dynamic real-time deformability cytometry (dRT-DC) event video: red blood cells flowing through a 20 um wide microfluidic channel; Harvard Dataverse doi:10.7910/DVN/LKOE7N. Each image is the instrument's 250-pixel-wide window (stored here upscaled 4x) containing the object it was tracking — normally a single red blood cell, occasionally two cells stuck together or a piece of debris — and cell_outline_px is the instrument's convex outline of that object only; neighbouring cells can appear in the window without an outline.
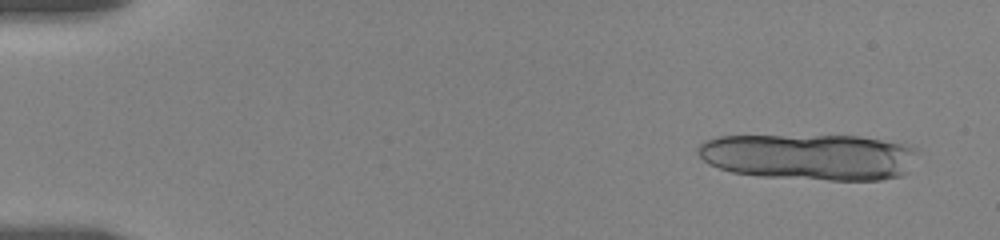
{"species": "human", "species_latin": "Homo sapiens", "temperature_condition": "room temperature", "stored_images_in_passage": 30, "camera_frame_rate_fps": 3000, "um_per_image_px": 0.085, "donor": {"sex": "female"}, "frame": {"image": 1, "passage_image": 2, "time_ms": 0.667, "image_size_px": [1000, 240], "cell_outline_px": [[920, 152], [908, 172], [904, 176], [880, 180], [828, 180], [756, 176], [732, 172], [708, 164], [696, 152], [696, 148], [704, 140], [716, 136], [860, 136], [900, 144], [916, 148]], "centroid_in_image_um": [68.8, 13.34], "position_along_channel_um": 16.2, "area_um2": 59.71}}
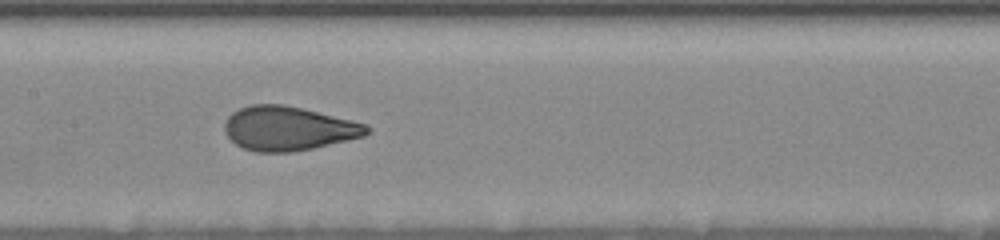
{"frame": {"image": 2, "passage_image": 15, "time_ms": 9.333, "image_size_px": [1000, 240], "cell_outline_px": [[372, 128], [364, 136], [312, 148], [292, 152], [256, 152], [244, 148], [236, 144], [224, 132], [224, 124], [228, 116], [232, 112], [240, 108], [252, 104], [284, 104], [352, 120], [364, 124]], "centroid_in_image_um": [24.48, 10.91], "position_along_channel_um": 182.9, "area_um2": 36.36}}
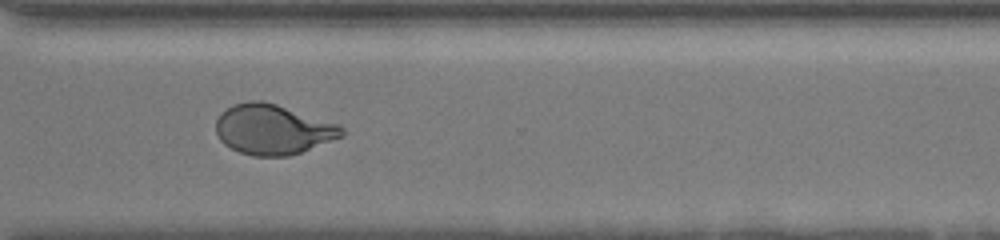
{"frame": {"image": 3, "passage_image": 24, "time_ms": 14.0, "image_size_px": [1000, 240], "cell_outline_px": [[348, 132], [344, 136], [300, 152], [288, 156], [252, 156], [240, 152], [224, 144], [220, 140], [216, 132], [216, 120], [220, 112], [232, 104], [248, 100], [260, 100], [276, 104], [340, 124]], "centroid_in_image_um": [23.2, 10.99], "position_along_channel_um": 347.4, "area_um2": 36.99}, "authors_computed_cell_mechanics": {"area_um2": 36.9631, "velocity_mm_per_s": 3.5384, "shape_relaxation_time_tau1_ms": 5.4623, "shape_relaxation_time_tau2_ms": null, "deformation_change_tau1": 0.1751, "deformation_change_tau2": null}}